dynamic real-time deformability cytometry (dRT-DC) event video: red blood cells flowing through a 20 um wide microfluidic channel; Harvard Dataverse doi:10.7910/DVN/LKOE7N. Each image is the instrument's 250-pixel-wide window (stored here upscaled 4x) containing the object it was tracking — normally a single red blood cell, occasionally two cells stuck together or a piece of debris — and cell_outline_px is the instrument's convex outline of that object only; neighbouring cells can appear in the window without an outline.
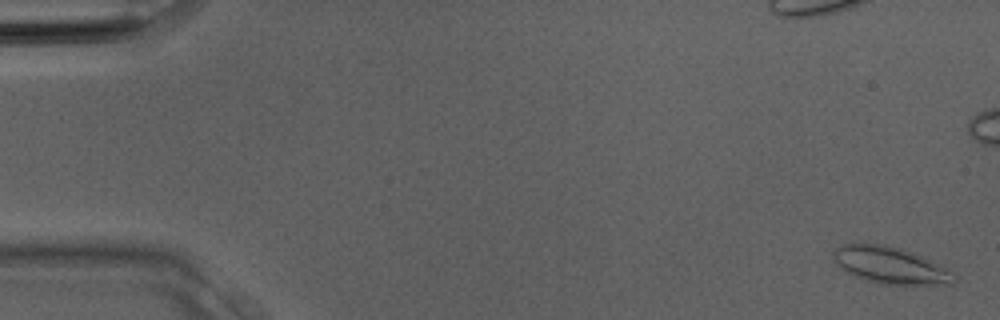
{"species": "Egyptian fruit bat (a non-hibernating species)", "species_latin": "Rousettus aegyptiacus", "temperature_condition": "room temperature", "stored_images_in_passage": 3, "camera_frame_rate_fps": 3000, "um_per_image_px": 0.085, "animal": {"sex": "male"}, "frame": {"image": 1, "passage_image": 3, "time_ms": 0.667, "image_size_px": [1000, 320], "cell_outline_px": [[956, 280], [952, 284], [880, 284], [856, 276], [848, 272], [836, 264], [832, 260], [832, 252], [836, 248], [844, 244], [860, 240], [884, 244], [900, 248], [912, 252], [948, 268], [956, 276]], "centroid_in_image_um": [75.63, 22.5], "position_along_channel_um": 9.4, "area_um2": 26.24}}